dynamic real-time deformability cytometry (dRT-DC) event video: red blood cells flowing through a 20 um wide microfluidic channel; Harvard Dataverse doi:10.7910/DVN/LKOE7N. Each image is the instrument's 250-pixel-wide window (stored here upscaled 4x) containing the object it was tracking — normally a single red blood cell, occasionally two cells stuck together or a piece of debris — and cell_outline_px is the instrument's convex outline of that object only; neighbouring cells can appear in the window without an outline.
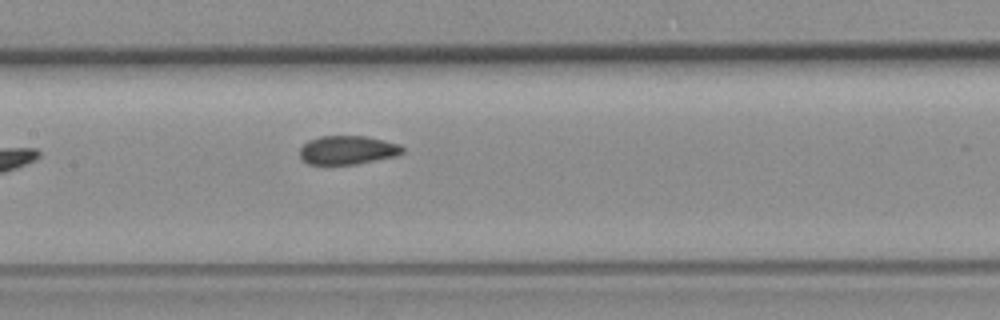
{"species": "common noctule bat (a hibernating species)", "species_latin": "Nyctalus noctula", "temperature_condition": "room temperature", "stored_images_in_passage": 7, "segment_of_instrument_passage": [1, 2], "camera_frame_rate_fps": 3000, "um_per_image_px": 0.085, "animal": {"sex": "female", "body_mass_g": 19.3, "forearm_length_mm": 54.1}, "frame": {"image": 1, "passage_image": 6, "time_ms": 7.333, "image_size_px": [1000, 320], "cell_outline_px": [[404, 152], [396, 156], [356, 164], [308, 164], [300, 156], [300, 148], [308, 140], [320, 136], [364, 136], [384, 140], [400, 144], [404, 148]], "centroid_in_image_um": [29.56, 12.75], "position_along_channel_um": 177.8, "area_um2": 17.17}}